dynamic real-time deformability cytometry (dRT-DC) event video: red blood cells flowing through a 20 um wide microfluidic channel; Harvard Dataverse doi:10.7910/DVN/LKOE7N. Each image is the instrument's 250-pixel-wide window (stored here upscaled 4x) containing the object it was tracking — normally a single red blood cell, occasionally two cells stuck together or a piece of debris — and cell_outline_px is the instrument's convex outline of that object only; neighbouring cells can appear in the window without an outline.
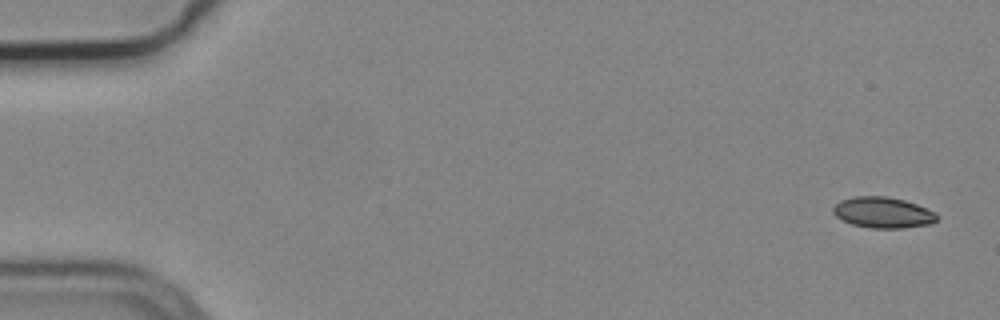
{"species": "common noctule bat (a hibernating species)", "species_latin": "Nyctalus noctula", "temperature_condition": "cold", "stored_images_in_passage": 5, "camera_frame_rate_fps": 3000, "um_per_image_px": 0.085, "animal": {"sex": "male", "body_mass_g": 19.2, "forearm_length_mm": 51.8}, "frame": {"image": 1, "passage_image": 1, "time_ms": 0.0, "image_size_px": [1000, 320], "cell_outline_px": [[936, 220], [932, 224], [900, 228], [872, 228], [852, 224], [836, 216], [832, 212], [832, 208], [840, 200], [852, 196], [888, 196], [904, 200], [916, 204], [936, 212]], "centroid_in_image_um": [75.04, 18.05], "position_along_channel_um": 10.0, "area_um2": 18.67}}
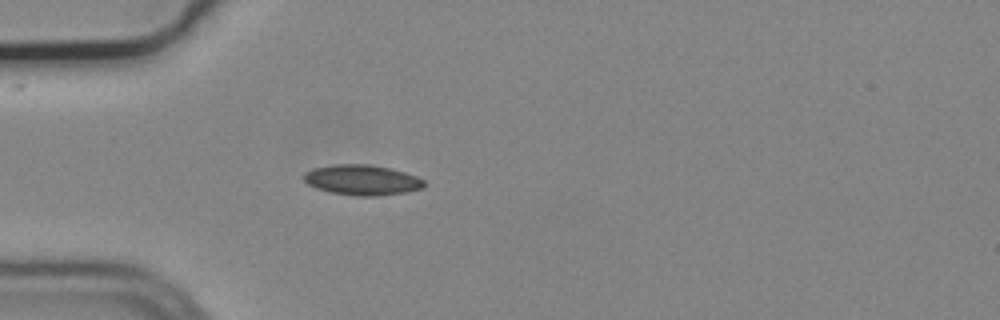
{"frame": {"image": 2, "passage_image": 5, "time_ms": 1.333, "image_size_px": [1000, 320], "cell_outline_px": [[424, 184], [420, 188], [404, 192], [376, 196], [356, 196], [332, 192], [316, 188], [308, 184], [304, 180], [304, 172], [312, 168], [332, 164], [368, 164], [388, 168], [404, 172], [416, 176], [424, 180]], "centroid_in_image_um": [30.72, 15.29], "position_along_channel_um": 54.3, "area_um2": 21.04}}